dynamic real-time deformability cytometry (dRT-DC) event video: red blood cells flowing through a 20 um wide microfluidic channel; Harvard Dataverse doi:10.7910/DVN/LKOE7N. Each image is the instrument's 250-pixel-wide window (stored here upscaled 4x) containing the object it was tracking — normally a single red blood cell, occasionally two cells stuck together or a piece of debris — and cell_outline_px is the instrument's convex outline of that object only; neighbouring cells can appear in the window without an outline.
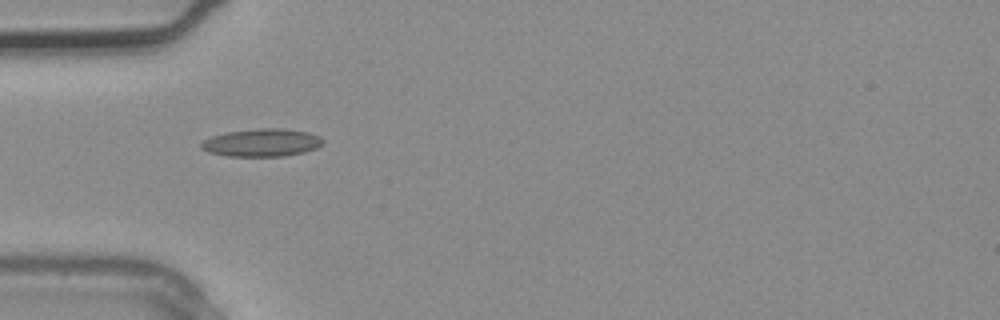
{"species": "common noctule bat (a hibernating species)", "species_latin": "Nyctalus noctula", "temperature_condition": "warm", "stored_images_in_passage": 3, "camera_frame_rate_fps": 3000, "um_per_image_px": 0.085, "animal": {"sex": "male", "body_mass_g": 20.4}, "frame": {"image": 1, "passage_image": 3, "time_ms": 0.667, "image_size_px": [1000, 320], "cell_outline_px": [[324, 140], [316, 148], [304, 152], [284, 156], [228, 156], [208, 152], [200, 148], [200, 144], [204, 140], [212, 136], [228, 132], [260, 128], [280, 128], [308, 132], [320, 136]], "centroid_in_image_um": [22.25, 12.12], "position_along_channel_um": 62.8, "area_um2": 19.59}}